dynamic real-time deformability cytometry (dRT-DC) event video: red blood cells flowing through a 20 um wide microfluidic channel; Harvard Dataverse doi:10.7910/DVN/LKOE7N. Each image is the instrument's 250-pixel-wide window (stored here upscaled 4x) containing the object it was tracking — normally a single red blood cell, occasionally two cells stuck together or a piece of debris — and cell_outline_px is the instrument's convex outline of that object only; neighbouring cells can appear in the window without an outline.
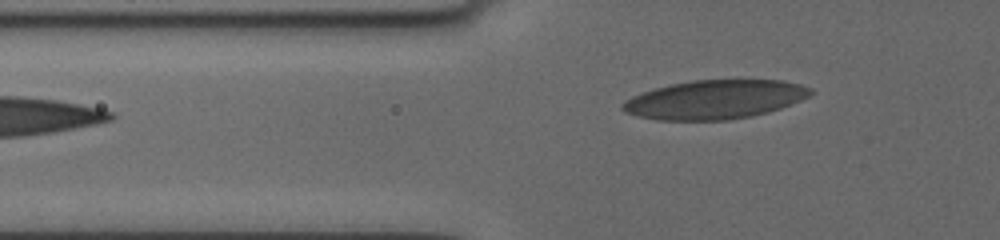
{"species": "human", "species_latin": "Homo sapiens", "temperature_condition": "cold", "stored_images_in_passage": 3, "camera_frame_rate_fps": 3000, "um_per_image_px": 0.085, "donor": {"sex": "female"}, "frame": {"image": 1, "passage_image": 3, "time_ms": 1.667, "image_size_px": [1000, 240], "cell_outline_px": [[812, 92], [808, 96], [800, 100], [780, 108], [768, 112], [752, 116], [728, 120], [660, 120], [640, 116], [624, 112], [620, 108], [624, 100], [632, 96], [656, 88], [672, 84], [692, 80], [784, 80], [800, 84], [812, 88]], "centroid_in_image_um": [60.76, 8.46], "position_along_channel_um": 65.0, "area_um2": 42.43}}